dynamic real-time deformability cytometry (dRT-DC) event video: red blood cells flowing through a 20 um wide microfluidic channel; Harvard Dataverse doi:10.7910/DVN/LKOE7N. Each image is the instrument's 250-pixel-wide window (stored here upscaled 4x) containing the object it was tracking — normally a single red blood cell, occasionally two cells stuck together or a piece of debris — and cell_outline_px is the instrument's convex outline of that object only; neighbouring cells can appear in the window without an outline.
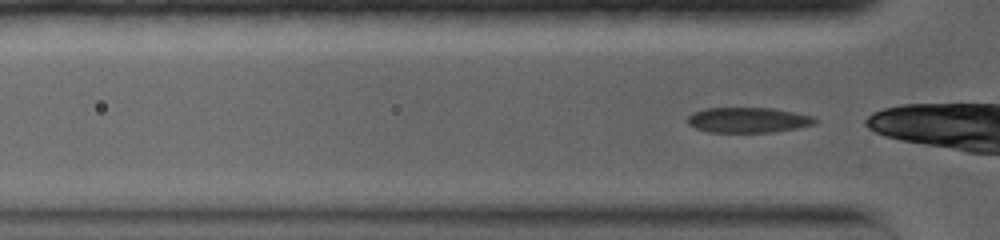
{"species": "common noctule bat (a hibernating species)", "species_latin": "Nyctalus noctula", "temperature_condition": "warm", "stored_images_in_passage": 52, "camera_frame_rate_fps": 5000, "um_per_image_px": 0.085, "animal": {"sex": "female", "body_mass_g": 19.0, "forearm_length_mm": 56.7}, "frame": {"image": 1, "passage_image": 2, "time_ms": 0.2, "image_size_px": [1000, 240], "cell_outline_px": [[820, 120], [816, 124], [796, 128], [772, 132], [708, 132], [696, 128], [688, 124], [688, 116], [692, 112], [704, 108], [772, 108], [816, 116]], "centroid_in_image_um": [63.63, 10.2], "position_along_channel_um": 62.2, "area_um2": 18.96}}
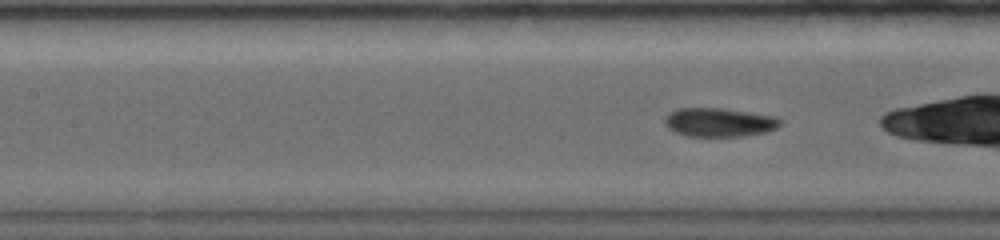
{"frame": {"image": 2, "passage_image": 13, "time_ms": 2.4, "image_size_px": [1000, 240], "cell_outline_px": [[784, 120], [776, 128], [768, 132], [740, 136], [684, 136], [672, 132], [664, 124], [664, 116], [676, 108], [720, 108], [776, 116]], "centroid_in_image_um": [61.1, 10.4], "position_along_channel_um": 146.3, "area_um2": 19.65}}
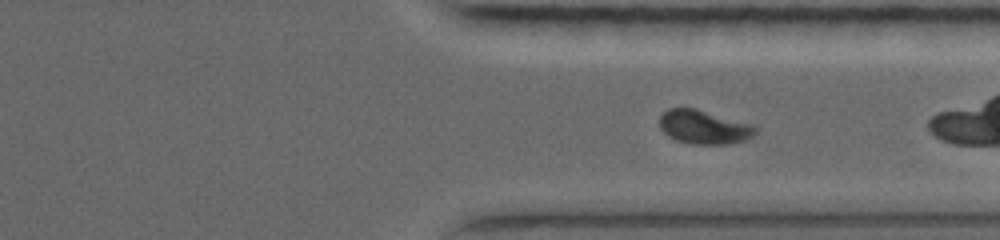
{"frame": {"image": 3, "passage_image": 40, "time_ms": 7.8, "image_size_px": [1000, 240], "cell_outline_px": [[760, 128], [748, 140], [728, 144], [692, 144], [676, 140], [668, 136], [660, 128], [660, 116], [668, 108], [696, 108], [752, 124]], "centroid_in_image_um": [59.87, 10.8], "position_along_channel_um": 351.5, "area_um2": 19.07}}